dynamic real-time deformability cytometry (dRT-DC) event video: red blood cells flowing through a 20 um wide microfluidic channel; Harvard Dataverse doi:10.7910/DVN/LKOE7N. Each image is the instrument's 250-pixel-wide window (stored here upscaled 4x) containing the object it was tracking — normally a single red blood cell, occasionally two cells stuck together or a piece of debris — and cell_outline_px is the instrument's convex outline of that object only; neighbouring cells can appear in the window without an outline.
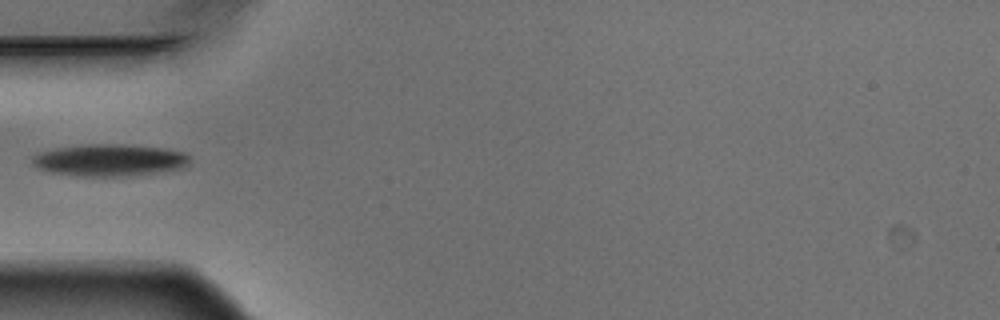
{"species": "Egyptian fruit bat (a non-hibernating species)", "species_latin": "Rousettus aegyptiacus", "temperature_condition": "warm", "stored_images_in_passage": 7, "camera_frame_rate_fps": 3000, "um_per_image_px": 0.085, "animal": {"sex": "male"}, "frame": {"image": 1, "passage_image": 5, "time_ms": 1.333, "image_size_px": [1000, 320], "cell_outline_px": [[192, 160], [188, 168], [120, 176], [84, 176], [52, 172], [36, 168], [32, 164], [32, 156], [40, 152], [56, 148], [88, 144], [120, 144], [164, 148], [184, 152]], "centroid_in_image_um": [9.35, 13.6], "position_along_channel_um": 75.7, "area_um2": 29.3}}
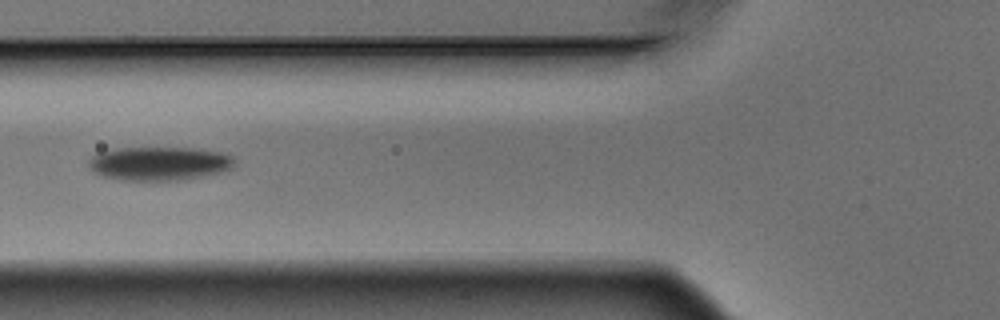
{"frame": {"image": 2, "passage_image": 6, "time_ms": 1.667, "image_size_px": [1000, 320], "cell_outline_px": [[236, 164], [232, 168], [224, 172], [204, 176], [180, 180], [124, 180], [100, 176], [92, 172], [88, 168], [88, 160], [92, 156], [100, 152], [116, 148], [192, 148], [220, 152], [232, 156], [236, 160]], "centroid_in_image_um": [13.54, 13.9], "position_along_channel_um": 112.3, "area_um2": 28.96}}
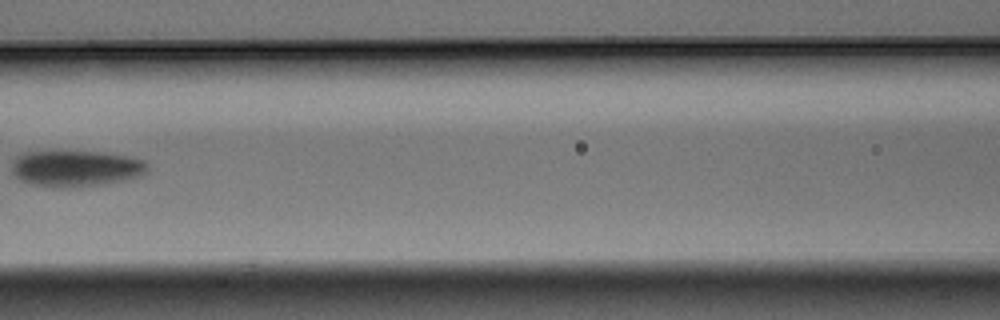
{"frame": {"image": 3, "passage_image": 7, "time_ms": 2.0, "image_size_px": [1000, 320], "cell_outline_px": [[148, 172], [140, 176], [124, 180], [104, 184], [52, 188], [28, 184], [20, 180], [12, 172], [12, 164], [16, 156], [24, 152], [104, 152], [132, 156], [144, 160], [148, 164]], "centroid_in_image_um": [6.47, 14.32], "position_along_channel_um": 160.1, "area_um2": 28.84}}